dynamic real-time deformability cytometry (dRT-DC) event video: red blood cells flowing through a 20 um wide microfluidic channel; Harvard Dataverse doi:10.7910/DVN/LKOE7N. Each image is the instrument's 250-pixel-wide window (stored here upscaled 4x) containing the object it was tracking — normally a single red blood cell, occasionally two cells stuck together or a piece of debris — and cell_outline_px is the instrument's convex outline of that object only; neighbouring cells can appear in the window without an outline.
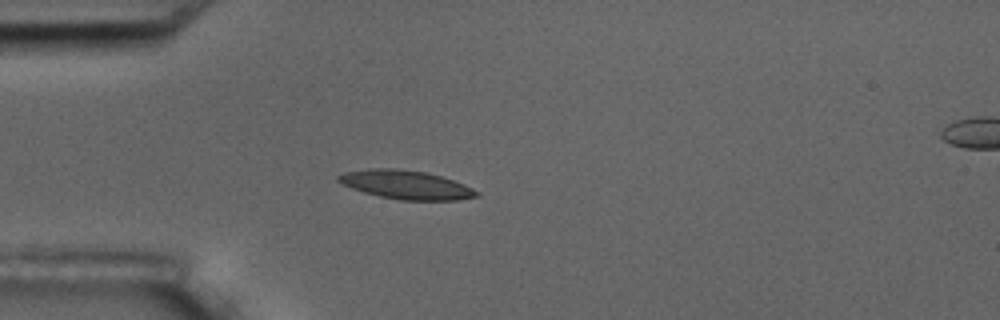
{"species": "common noctule bat (a hibernating species)", "species_latin": "Nyctalus noctula", "temperature_condition": "room temperature", "stored_images_in_passage": 6, "camera_frame_rate_fps": 3000, "um_per_image_px": 0.085, "animal": {"sex": "male", "body_mass_g": 17.5, "forearm_length_mm": 52.3}, "frame": {"image": 1, "passage_image": 4, "time_ms": 3.333, "image_size_px": [1000, 320], "cell_outline_px": [[480, 196], [456, 200], [400, 200], [380, 196], [364, 192], [352, 188], [336, 180], [336, 176], [344, 172], [368, 168], [392, 168], [424, 172], [440, 176], [464, 184], [480, 192]], "centroid_in_image_um": [34.51, 15.7], "position_along_channel_um": 50.5, "area_um2": 23.0}}